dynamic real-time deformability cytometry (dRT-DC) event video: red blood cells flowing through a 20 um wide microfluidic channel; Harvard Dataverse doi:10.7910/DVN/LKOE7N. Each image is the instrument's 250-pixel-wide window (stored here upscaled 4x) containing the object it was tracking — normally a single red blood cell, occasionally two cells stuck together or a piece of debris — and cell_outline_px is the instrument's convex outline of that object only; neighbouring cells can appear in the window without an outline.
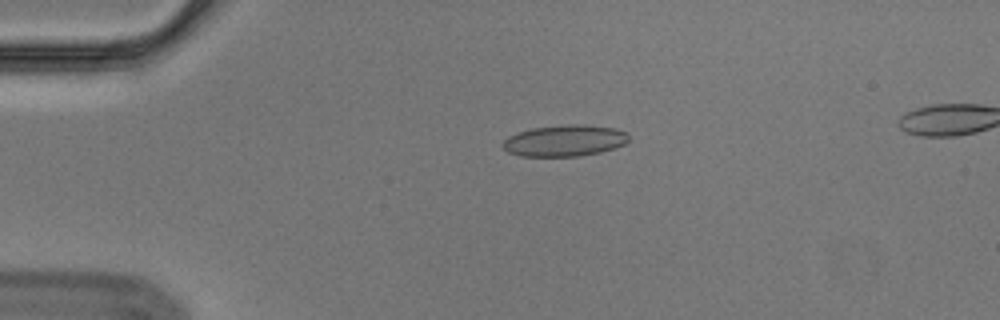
{"species": "Egyptian fruit bat (a non-hibernating species)", "species_latin": "Rousettus aegyptiacus", "temperature_condition": "cold", "stored_images_in_passage": 57, "camera_frame_rate_fps": 3000, "um_per_image_px": 0.085, "animal": {"sex": "male"}, "frame": {"image": 1, "passage_image": 13, "time_ms": 4.0, "image_size_px": [1000, 320], "cell_outline_px": [[628, 140], [624, 144], [600, 152], [580, 156], [520, 156], [508, 152], [500, 144], [508, 136], [532, 128], [572, 124], [584, 124], [616, 128], [628, 132]], "centroid_in_image_um": [47.99, 11.95], "position_along_channel_um": 37.0, "area_um2": 23.0}}
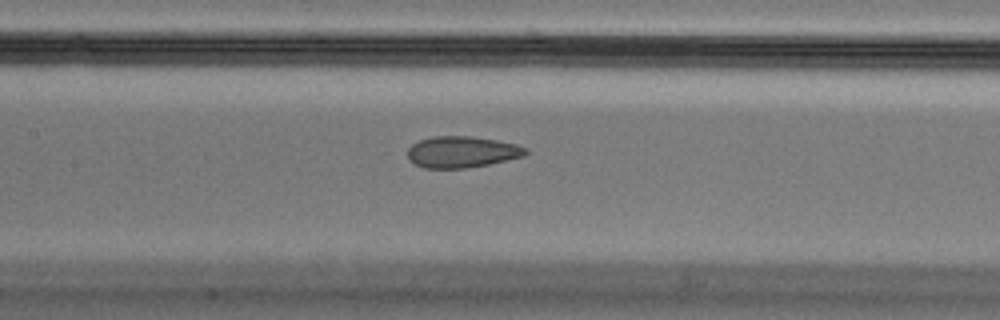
{"frame": {"image": 2, "passage_image": 27, "time_ms": 8.667, "image_size_px": [1000, 320], "cell_outline_px": [[528, 152], [524, 156], [488, 164], [464, 168], [424, 168], [412, 164], [408, 160], [408, 148], [412, 144], [420, 140], [432, 136], [472, 136], [496, 140], [516, 144], [528, 148]], "centroid_in_image_um": [39.23, 12.91], "position_along_channel_um": 168.2, "area_um2": 21.68}}
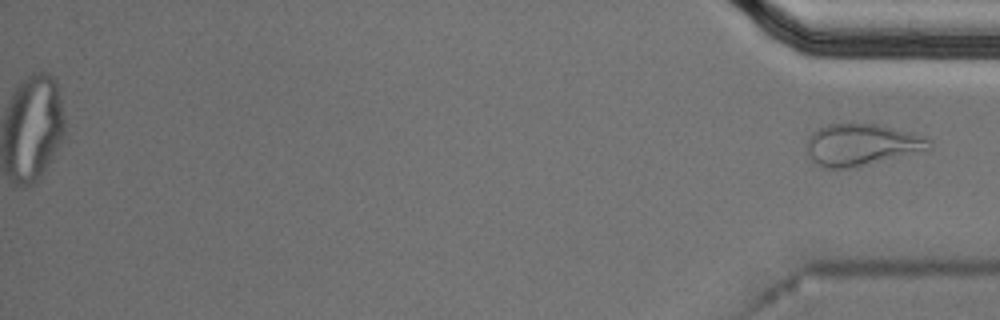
{"frame": {"image": 3, "passage_image": 57, "time_ms": 18.667, "image_size_px": [1000, 320], "cell_outline_px": [[932, 148], [928, 152], [856, 168], [824, 168], [816, 164], [812, 160], [804, 148], [808, 136], [816, 128], [824, 124], [852, 120], [876, 124], [924, 136], [932, 140]], "centroid_in_image_um": [73.25, 12.29], "position_along_channel_um": 362.0, "area_um2": 31.67}}